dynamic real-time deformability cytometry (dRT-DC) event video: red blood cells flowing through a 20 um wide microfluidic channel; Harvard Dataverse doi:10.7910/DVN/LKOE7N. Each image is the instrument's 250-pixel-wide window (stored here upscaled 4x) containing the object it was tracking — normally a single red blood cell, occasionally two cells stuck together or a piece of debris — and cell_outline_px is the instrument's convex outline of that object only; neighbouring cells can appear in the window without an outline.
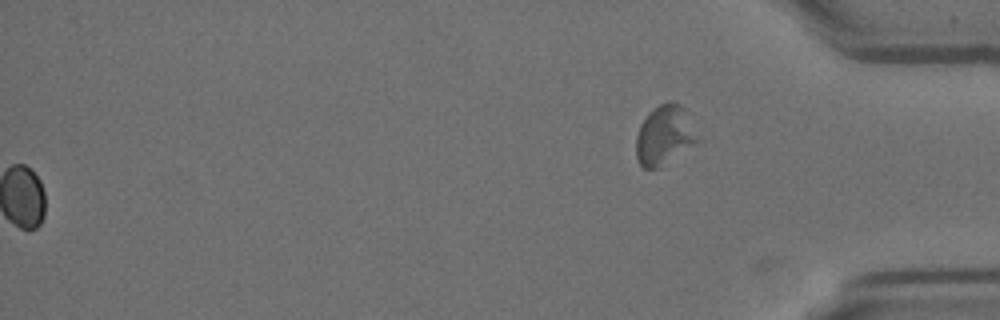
{"species": "Egyptian fruit bat (a non-hibernating species)", "species_latin": "Rousettus aegyptiacus", "temperature_condition": "room temperature", "stored_images_in_passage": 53, "segment_of_instrument_passage": [2, 2], "camera_frame_rate_fps": 3000, "um_per_image_px": 0.085, "animal": {"sex": "female"}, "frame": {"image": 1, "passage_image": 53, "time_ms": 17.333, "image_size_px": [1000, 320], "cell_outline_px": [[696, 144], [656, 168], [644, 168], [640, 164], [636, 156], [636, 136], [640, 124], [652, 108], [668, 100], [672, 100], [680, 104], [684, 108], [696, 140]], "centroid_in_image_um": [56.41, 11.47], "position_along_channel_um": 378.8, "area_um2": 20.63}}